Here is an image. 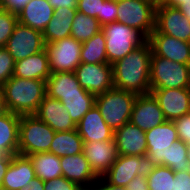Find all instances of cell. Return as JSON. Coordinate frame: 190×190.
I'll use <instances>...</instances> for the list:
<instances>
[{"label": "cell", "instance_id": "6da1fadb", "mask_svg": "<svg viewBox=\"0 0 190 190\" xmlns=\"http://www.w3.org/2000/svg\"><path fill=\"white\" fill-rule=\"evenodd\" d=\"M151 46L148 41L112 64L114 88L137 95L150 93Z\"/></svg>", "mask_w": 190, "mask_h": 190}, {"label": "cell", "instance_id": "7a4b0ae2", "mask_svg": "<svg viewBox=\"0 0 190 190\" xmlns=\"http://www.w3.org/2000/svg\"><path fill=\"white\" fill-rule=\"evenodd\" d=\"M8 111L22 115H34L46 96V81L12 76L2 86Z\"/></svg>", "mask_w": 190, "mask_h": 190}, {"label": "cell", "instance_id": "3957f363", "mask_svg": "<svg viewBox=\"0 0 190 190\" xmlns=\"http://www.w3.org/2000/svg\"><path fill=\"white\" fill-rule=\"evenodd\" d=\"M137 94L112 88L97 95L95 105L100 110L105 123L115 131L130 122L132 108Z\"/></svg>", "mask_w": 190, "mask_h": 190}, {"label": "cell", "instance_id": "277c9868", "mask_svg": "<svg viewBox=\"0 0 190 190\" xmlns=\"http://www.w3.org/2000/svg\"><path fill=\"white\" fill-rule=\"evenodd\" d=\"M55 131L35 115H22L19 122L18 154L50 152Z\"/></svg>", "mask_w": 190, "mask_h": 190}, {"label": "cell", "instance_id": "5b68a950", "mask_svg": "<svg viewBox=\"0 0 190 190\" xmlns=\"http://www.w3.org/2000/svg\"><path fill=\"white\" fill-rule=\"evenodd\" d=\"M102 31L105 34L107 61L110 65L147 41L141 32L117 21L102 26Z\"/></svg>", "mask_w": 190, "mask_h": 190}, {"label": "cell", "instance_id": "8992f818", "mask_svg": "<svg viewBox=\"0 0 190 190\" xmlns=\"http://www.w3.org/2000/svg\"><path fill=\"white\" fill-rule=\"evenodd\" d=\"M190 88V65L151 54L150 89Z\"/></svg>", "mask_w": 190, "mask_h": 190}, {"label": "cell", "instance_id": "52a82bcc", "mask_svg": "<svg viewBox=\"0 0 190 190\" xmlns=\"http://www.w3.org/2000/svg\"><path fill=\"white\" fill-rule=\"evenodd\" d=\"M156 7L142 0H118L116 21L138 30L148 38L155 30Z\"/></svg>", "mask_w": 190, "mask_h": 190}, {"label": "cell", "instance_id": "ba28073f", "mask_svg": "<svg viewBox=\"0 0 190 190\" xmlns=\"http://www.w3.org/2000/svg\"><path fill=\"white\" fill-rule=\"evenodd\" d=\"M155 167L156 164L147 155H118L117 160L102 177L112 185L126 187L137 175L147 178Z\"/></svg>", "mask_w": 190, "mask_h": 190}, {"label": "cell", "instance_id": "9c48e42d", "mask_svg": "<svg viewBox=\"0 0 190 190\" xmlns=\"http://www.w3.org/2000/svg\"><path fill=\"white\" fill-rule=\"evenodd\" d=\"M82 42L74 37H67L45 44L48 54L49 69L55 72H74L81 64L80 51Z\"/></svg>", "mask_w": 190, "mask_h": 190}, {"label": "cell", "instance_id": "30bf717a", "mask_svg": "<svg viewBox=\"0 0 190 190\" xmlns=\"http://www.w3.org/2000/svg\"><path fill=\"white\" fill-rule=\"evenodd\" d=\"M147 141V156L156 165L168 167V152L171 145L178 141V133L173 121L166 120L161 125L145 132Z\"/></svg>", "mask_w": 190, "mask_h": 190}, {"label": "cell", "instance_id": "8fae6325", "mask_svg": "<svg viewBox=\"0 0 190 190\" xmlns=\"http://www.w3.org/2000/svg\"><path fill=\"white\" fill-rule=\"evenodd\" d=\"M5 48L16 62L44 50L45 41L42 32L18 22Z\"/></svg>", "mask_w": 190, "mask_h": 190}, {"label": "cell", "instance_id": "7c38bea8", "mask_svg": "<svg viewBox=\"0 0 190 190\" xmlns=\"http://www.w3.org/2000/svg\"><path fill=\"white\" fill-rule=\"evenodd\" d=\"M74 74L80 86L95 96L114 87L113 69L110 64L81 63Z\"/></svg>", "mask_w": 190, "mask_h": 190}, {"label": "cell", "instance_id": "4fadbf2b", "mask_svg": "<svg viewBox=\"0 0 190 190\" xmlns=\"http://www.w3.org/2000/svg\"><path fill=\"white\" fill-rule=\"evenodd\" d=\"M155 29L159 33L190 42V21L178 8L159 3L156 7Z\"/></svg>", "mask_w": 190, "mask_h": 190}, {"label": "cell", "instance_id": "5bb4252c", "mask_svg": "<svg viewBox=\"0 0 190 190\" xmlns=\"http://www.w3.org/2000/svg\"><path fill=\"white\" fill-rule=\"evenodd\" d=\"M147 41L150 43L152 54L190 65V42L159 33L156 29L149 35Z\"/></svg>", "mask_w": 190, "mask_h": 190}, {"label": "cell", "instance_id": "9a60e30c", "mask_svg": "<svg viewBox=\"0 0 190 190\" xmlns=\"http://www.w3.org/2000/svg\"><path fill=\"white\" fill-rule=\"evenodd\" d=\"M164 121H166L164 113L151 92L137 95L130 117L132 124L146 132Z\"/></svg>", "mask_w": 190, "mask_h": 190}, {"label": "cell", "instance_id": "2e32d148", "mask_svg": "<svg viewBox=\"0 0 190 190\" xmlns=\"http://www.w3.org/2000/svg\"><path fill=\"white\" fill-rule=\"evenodd\" d=\"M166 120L174 121L190 113V88L150 89Z\"/></svg>", "mask_w": 190, "mask_h": 190}, {"label": "cell", "instance_id": "e0dca14e", "mask_svg": "<svg viewBox=\"0 0 190 190\" xmlns=\"http://www.w3.org/2000/svg\"><path fill=\"white\" fill-rule=\"evenodd\" d=\"M83 154L98 177H102L118 157L115 140L86 142Z\"/></svg>", "mask_w": 190, "mask_h": 190}, {"label": "cell", "instance_id": "ac0fdd59", "mask_svg": "<svg viewBox=\"0 0 190 190\" xmlns=\"http://www.w3.org/2000/svg\"><path fill=\"white\" fill-rule=\"evenodd\" d=\"M34 115L55 132L75 130L77 126L63 104L47 95L43 98Z\"/></svg>", "mask_w": 190, "mask_h": 190}, {"label": "cell", "instance_id": "d6986e66", "mask_svg": "<svg viewBox=\"0 0 190 190\" xmlns=\"http://www.w3.org/2000/svg\"><path fill=\"white\" fill-rule=\"evenodd\" d=\"M118 155L146 156L147 141L145 132L131 122L114 131Z\"/></svg>", "mask_w": 190, "mask_h": 190}, {"label": "cell", "instance_id": "ffe728a7", "mask_svg": "<svg viewBox=\"0 0 190 190\" xmlns=\"http://www.w3.org/2000/svg\"><path fill=\"white\" fill-rule=\"evenodd\" d=\"M83 142L114 140V131L105 123L97 106H93L76 126Z\"/></svg>", "mask_w": 190, "mask_h": 190}, {"label": "cell", "instance_id": "44dd1931", "mask_svg": "<svg viewBox=\"0 0 190 190\" xmlns=\"http://www.w3.org/2000/svg\"><path fill=\"white\" fill-rule=\"evenodd\" d=\"M62 176L79 187H89L99 178L91 168L83 152L60 158Z\"/></svg>", "mask_w": 190, "mask_h": 190}, {"label": "cell", "instance_id": "7402d4cb", "mask_svg": "<svg viewBox=\"0 0 190 190\" xmlns=\"http://www.w3.org/2000/svg\"><path fill=\"white\" fill-rule=\"evenodd\" d=\"M36 178L32 162L28 156L15 154L4 176L2 187L5 190H22Z\"/></svg>", "mask_w": 190, "mask_h": 190}, {"label": "cell", "instance_id": "603a6c76", "mask_svg": "<svg viewBox=\"0 0 190 190\" xmlns=\"http://www.w3.org/2000/svg\"><path fill=\"white\" fill-rule=\"evenodd\" d=\"M55 9L48 0H30L17 14L18 22L43 33L54 16Z\"/></svg>", "mask_w": 190, "mask_h": 190}, {"label": "cell", "instance_id": "cb8c5ba5", "mask_svg": "<svg viewBox=\"0 0 190 190\" xmlns=\"http://www.w3.org/2000/svg\"><path fill=\"white\" fill-rule=\"evenodd\" d=\"M51 75L47 51L44 49L15 62L13 76L46 81Z\"/></svg>", "mask_w": 190, "mask_h": 190}, {"label": "cell", "instance_id": "d4e9b609", "mask_svg": "<svg viewBox=\"0 0 190 190\" xmlns=\"http://www.w3.org/2000/svg\"><path fill=\"white\" fill-rule=\"evenodd\" d=\"M91 94L82 88L74 72H55L46 80V95L61 100L62 95Z\"/></svg>", "mask_w": 190, "mask_h": 190}, {"label": "cell", "instance_id": "484cf974", "mask_svg": "<svg viewBox=\"0 0 190 190\" xmlns=\"http://www.w3.org/2000/svg\"><path fill=\"white\" fill-rule=\"evenodd\" d=\"M77 10L67 8L55 9L54 16L43 31V38L46 43L71 36V26Z\"/></svg>", "mask_w": 190, "mask_h": 190}, {"label": "cell", "instance_id": "4316f807", "mask_svg": "<svg viewBox=\"0 0 190 190\" xmlns=\"http://www.w3.org/2000/svg\"><path fill=\"white\" fill-rule=\"evenodd\" d=\"M20 117L10 111L0 117V149L9 155L18 154Z\"/></svg>", "mask_w": 190, "mask_h": 190}, {"label": "cell", "instance_id": "83f0119b", "mask_svg": "<svg viewBox=\"0 0 190 190\" xmlns=\"http://www.w3.org/2000/svg\"><path fill=\"white\" fill-rule=\"evenodd\" d=\"M32 162L36 178L50 181L62 176L60 157L50 152L34 153L28 156Z\"/></svg>", "mask_w": 190, "mask_h": 190}, {"label": "cell", "instance_id": "f1b7e54d", "mask_svg": "<svg viewBox=\"0 0 190 190\" xmlns=\"http://www.w3.org/2000/svg\"><path fill=\"white\" fill-rule=\"evenodd\" d=\"M84 142L77 129L63 132H55L50 145V153L58 157L73 156L83 152Z\"/></svg>", "mask_w": 190, "mask_h": 190}, {"label": "cell", "instance_id": "f546056e", "mask_svg": "<svg viewBox=\"0 0 190 190\" xmlns=\"http://www.w3.org/2000/svg\"><path fill=\"white\" fill-rule=\"evenodd\" d=\"M80 58L81 63L109 64L107 61L105 34L102 30L89 40L82 42Z\"/></svg>", "mask_w": 190, "mask_h": 190}, {"label": "cell", "instance_id": "4dcf8cb0", "mask_svg": "<svg viewBox=\"0 0 190 190\" xmlns=\"http://www.w3.org/2000/svg\"><path fill=\"white\" fill-rule=\"evenodd\" d=\"M96 96L93 94L62 95L59 100L68 110L72 121L77 125L82 117L95 106Z\"/></svg>", "mask_w": 190, "mask_h": 190}, {"label": "cell", "instance_id": "1f68e13d", "mask_svg": "<svg viewBox=\"0 0 190 190\" xmlns=\"http://www.w3.org/2000/svg\"><path fill=\"white\" fill-rule=\"evenodd\" d=\"M102 30L99 21L91 16H87L79 11L76 12L72 26L71 37L77 41L84 42Z\"/></svg>", "mask_w": 190, "mask_h": 190}, {"label": "cell", "instance_id": "d6a6232c", "mask_svg": "<svg viewBox=\"0 0 190 190\" xmlns=\"http://www.w3.org/2000/svg\"><path fill=\"white\" fill-rule=\"evenodd\" d=\"M175 172L163 165H156L147 177L149 190H173Z\"/></svg>", "mask_w": 190, "mask_h": 190}, {"label": "cell", "instance_id": "836d02e7", "mask_svg": "<svg viewBox=\"0 0 190 190\" xmlns=\"http://www.w3.org/2000/svg\"><path fill=\"white\" fill-rule=\"evenodd\" d=\"M168 167L173 172L190 170V162L187 158V144L181 141H175L168 152Z\"/></svg>", "mask_w": 190, "mask_h": 190}, {"label": "cell", "instance_id": "e575fe53", "mask_svg": "<svg viewBox=\"0 0 190 190\" xmlns=\"http://www.w3.org/2000/svg\"><path fill=\"white\" fill-rule=\"evenodd\" d=\"M18 23L17 15L0 8V48H4Z\"/></svg>", "mask_w": 190, "mask_h": 190}, {"label": "cell", "instance_id": "d590c367", "mask_svg": "<svg viewBox=\"0 0 190 190\" xmlns=\"http://www.w3.org/2000/svg\"><path fill=\"white\" fill-rule=\"evenodd\" d=\"M14 66L15 61L9 51L5 47L0 48V87L13 76Z\"/></svg>", "mask_w": 190, "mask_h": 190}, {"label": "cell", "instance_id": "8d00e7d4", "mask_svg": "<svg viewBox=\"0 0 190 190\" xmlns=\"http://www.w3.org/2000/svg\"><path fill=\"white\" fill-rule=\"evenodd\" d=\"M105 0H78L77 11L96 18L101 25V9Z\"/></svg>", "mask_w": 190, "mask_h": 190}, {"label": "cell", "instance_id": "74e56055", "mask_svg": "<svg viewBox=\"0 0 190 190\" xmlns=\"http://www.w3.org/2000/svg\"><path fill=\"white\" fill-rule=\"evenodd\" d=\"M117 13V1L105 0L101 9V26L116 22Z\"/></svg>", "mask_w": 190, "mask_h": 190}, {"label": "cell", "instance_id": "f35d334b", "mask_svg": "<svg viewBox=\"0 0 190 190\" xmlns=\"http://www.w3.org/2000/svg\"><path fill=\"white\" fill-rule=\"evenodd\" d=\"M173 122L177 129L178 138L186 144L190 143V113L183 115Z\"/></svg>", "mask_w": 190, "mask_h": 190}, {"label": "cell", "instance_id": "ab89813d", "mask_svg": "<svg viewBox=\"0 0 190 190\" xmlns=\"http://www.w3.org/2000/svg\"><path fill=\"white\" fill-rule=\"evenodd\" d=\"M80 187L63 176L44 181L45 190H78Z\"/></svg>", "mask_w": 190, "mask_h": 190}, {"label": "cell", "instance_id": "60d3db41", "mask_svg": "<svg viewBox=\"0 0 190 190\" xmlns=\"http://www.w3.org/2000/svg\"><path fill=\"white\" fill-rule=\"evenodd\" d=\"M173 190H190V170L175 172Z\"/></svg>", "mask_w": 190, "mask_h": 190}, {"label": "cell", "instance_id": "b9f144b4", "mask_svg": "<svg viewBox=\"0 0 190 190\" xmlns=\"http://www.w3.org/2000/svg\"><path fill=\"white\" fill-rule=\"evenodd\" d=\"M30 0H0V8L18 14Z\"/></svg>", "mask_w": 190, "mask_h": 190}, {"label": "cell", "instance_id": "7bdbcfd3", "mask_svg": "<svg viewBox=\"0 0 190 190\" xmlns=\"http://www.w3.org/2000/svg\"><path fill=\"white\" fill-rule=\"evenodd\" d=\"M127 190H149L147 178L137 175L134 179L126 185Z\"/></svg>", "mask_w": 190, "mask_h": 190}, {"label": "cell", "instance_id": "ee69618b", "mask_svg": "<svg viewBox=\"0 0 190 190\" xmlns=\"http://www.w3.org/2000/svg\"><path fill=\"white\" fill-rule=\"evenodd\" d=\"M92 187L95 190H127L125 186H115L108 183L103 177H99Z\"/></svg>", "mask_w": 190, "mask_h": 190}, {"label": "cell", "instance_id": "f6af8a7d", "mask_svg": "<svg viewBox=\"0 0 190 190\" xmlns=\"http://www.w3.org/2000/svg\"><path fill=\"white\" fill-rule=\"evenodd\" d=\"M48 3L54 8H67L77 10L78 0H48Z\"/></svg>", "mask_w": 190, "mask_h": 190}, {"label": "cell", "instance_id": "bcb514c9", "mask_svg": "<svg viewBox=\"0 0 190 190\" xmlns=\"http://www.w3.org/2000/svg\"><path fill=\"white\" fill-rule=\"evenodd\" d=\"M12 156L13 155H8L4 160L0 161V186L2 185L4 176L11 162Z\"/></svg>", "mask_w": 190, "mask_h": 190}, {"label": "cell", "instance_id": "7dc6e473", "mask_svg": "<svg viewBox=\"0 0 190 190\" xmlns=\"http://www.w3.org/2000/svg\"><path fill=\"white\" fill-rule=\"evenodd\" d=\"M22 190H45L44 181L39 178H34L31 183L24 187Z\"/></svg>", "mask_w": 190, "mask_h": 190}, {"label": "cell", "instance_id": "c3c4849f", "mask_svg": "<svg viewBox=\"0 0 190 190\" xmlns=\"http://www.w3.org/2000/svg\"><path fill=\"white\" fill-rule=\"evenodd\" d=\"M184 16L190 21V0L184 1V4H181L177 7Z\"/></svg>", "mask_w": 190, "mask_h": 190}, {"label": "cell", "instance_id": "681fc988", "mask_svg": "<svg viewBox=\"0 0 190 190\" xmlns=\"http://www.w3.org/2000/svg\"><path fill=\"white\" fill-rule=\"evenodd\" d=\"M8 112L9 111L6 105V101L4 99V94L2 88L0 87V117L7 114Z\"/></svg>", "mask_w": 190, "mask_h": 190}, {"label": "cell", "instance_id": "f907efd6", "mask_svg": "<svg viewBox=\"0 0 190 190\" xmlns=\"http://www.w3.org/2000/svg\"><path fill=\"white\" fill-rule=\"evenodd\" d=\"M184 1H187V0H161L160 3L163 5L177 8L181 4H184Z\"/></svg>", "mask_w": 190, "mask_h": 190}, {"label": "cell", "instance_id": "816d5d0a", "mask_svg": "<svg viewBox=\"0 0 190 190\" xmlns=\"http://www.w3.org/2000/svg\"><path fill=\"white\" fill-rule=\"evenodd\" d=\"M8 155L9 154L6 151L0 149V161L4 160Z\"/></svg>", "mask_w": 190, "mask_h": 190}, {"label": "cell", "instance_id": "f5cc1de1", "mask_svg": "<svg viewBox=\"0 0 190 190\" xmlns=\"http://www.w3.org/2000/svg\"><path fill=\"white\" fill-rule=\"evenodd\" d=\"M142 1L153 3V4H155L157 6L160 3L161 0H142Z\"/></svg>", "mask_w": 190, "mask_h": 190}, {"label": "cell", "instance_id": "db71d44e", "mask_svg": "<svg viewBox=\"0 0 190 190\" xmlns=\"http://www.w3.org/2000/svg\"><path fill=\"white\" fill-rule=\"evenodd\" d=\"M187 158L188 161L190 162V143L187 144Z\"/></svg>", "mask_w": 190, "mask_h": 190}, {"label": "cell", "instance_id": "11a10c76", "mask_svg": "<svg viewBox=\"0 0 190 190\" xmlns=\"http://www.w3.org/2000/svg\"><path fill=\"white\" fill-rule=\"evenodd\" d=\"M78 190H95L92 186L89 187H80Z\"/></svg>", "mask_w": 190, "mask_h": 190}]
</instances>
